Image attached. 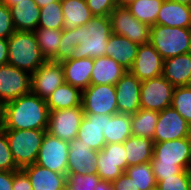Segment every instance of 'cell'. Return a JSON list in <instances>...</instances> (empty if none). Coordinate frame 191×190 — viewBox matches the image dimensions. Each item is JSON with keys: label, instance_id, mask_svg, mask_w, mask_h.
<instances>
[{"label": "cell", "instance_id": "cell-33", "mask_svg": "<svg viewBox=\"0 0 191 190\" xmlns=\"http://www.w3.org/2000/svg\"><path fill=\"white\" fill-rule=\"evenodd\" d=\"M34 33L41 53L46 60H51L59 50L62 30L37 28Z\"/></svg>", "mask_w": 191, "mask_h": 190}, {"label": "cell", "instance_id": "cell-40", "mask_svg": "<svg viewBox=\"0 0 191 190\" xmlns=\"http://www.w3.org/2000/svg\"><path fill=\"white\" fill-rule=\"evenodd\" d=\"M4 129L0 130V171H17Z\"/></svg>", "mask_w": 191, "mask_h": 190}, {"label": "cell", "instance_id": "cell-17", "mask_svg": "<svg viewBox=\"0 0 191 190\" xmlns=\"http://www.w3.org/2000/svg\"><path fill=\"white\" fill-rule=\"evenodd\" d=\"M67 174H97L98 151L83 144L79 138L69 142Z\"/></svg>", "mask_w": 191, "mask_h": 190}, {"label": "cell", "instance_id": "cell-41", "mask_svg": "<svg viewBox=\"0 0 191 190\" xmlns=\"http://www.w3.org/2000/svg\"><path fill=\"white\" fill-rule=\"evenodd\" d=\"M15 31L10 9L0 1V38L8 39Z\"/></svg>", "mask_w": 191, "mask_h": 190}, {"label": "cell", "instance_id": "cell-55", "mask_svg": "<svg viewBox=\"0 0 191 190\" xmlns=\"http://www.w3.org/2000/svg\"><path fill=\"white\" fill-rule=\"evenodd\" d=\"M149 190H159L157 186L153 187L152 189Z\"/></svg>", "mask_w": 191, "mask_h": 190}, {"label": "cell", "instance_id": "cell-2", "mask_svg": "<svg viewBox=\"0 0 191 190\" xmlns=\"http://www.w3.org/2000/svg\"><path fill=\"white\" fill-rule=\"evenodd\" d=\"M112 34L109 16H94L86 25L75 28L79 40L75 47V59L105 56L108 39Z\"/></svg>", "mask_w": 191, "mask_h": 190}, {"label": "cell", "instance_id": "cell-22", "mask_svg": "<svg viewBox=\"0 0 191 190\" xmlns=\"http://www.w3.org/2000/svg\"><path fill=\"white\" fill-rule=\"evenodd\" d=\"M162 76L174 87L191 86V53L165 59Z\"/></svg>", "mask_w": 191, "mask_h": 190}, {"label": "cell", "instance_id": "cell-28", "mask_svg": "<svg viewBox=\"0 0 191 190\" xmlns=\"http://www.w3.org/2000/svg\"><path fill=\"white\" fill-rule=\"evenodd\" d=\"M82 91L64 82L46 99L49 111L64 110L81 106Z\"/></svg>", "mask_w": 191, "mask_h": 190}, {"label": "cell", "instance_id": "cell-46", "mask_svg": "<svg viewBox=\"0 0 191 190\" xmlns=\"http://www.w3.org/2000/svg\"><path fill=\"white\" fill-rule=\"evenodd\" d=\"M13 171H0V190H12Z\"/></svg>", "mask_w": 191, "mask_h": 190}, {"label": "cell", "instance_id": "cell-21", "mask_svg": "<svg viewBox=\"0 0 191 190\" xmlns=\"http://www.w3.org/2000/svg\"><path fill=\"white\" fill-rule=\"evenodd\" d=\"M66 83L79 88L81 91L90 86L94 58L69 59L61 62Z\"/></svg>", "mask_w": 191, "mask_h": 190}, {"label": "cell", "instance_id": "cell-43", "mask_svg": "<svg viewBox=\"0 0 191 190\" xmlns=\"http://www.w3.org/2000/svg\"><path fill=\"white\" fill-rule=\"evenodd\" d=\"M150 164L152 166L156 182L162 180V177H170L183 171L179 165L159 164V161H150Z\"/></svg>", "mask_w": 191, "mask_h": 190}, {"label": "cell", "instance_id": "cell-44", "mask_svg": "<svg viewBox=\"0 0 191 190\" xmlns=\"http://www.w3.org/2000/svg\"><path fill=\"white\" fill-rule=\"evenodd\" d=\"M12 190H33L29 177L22 169L13 171Z\"/></svg>", "mask_w": 191, "mask_h": 190}, {"label": "cell", "instance_id": "cell-12", "mask_svg": "<svg viewBox=\"0 0 191 190\" xmlns=\"http://www.w3.org/2000/svg\"><path fill=\"white\" fill-rule=\"evenodd\" d=\"M97 175L105 181L113 182L128 167L126 150L123 143L106 144L98 152Z\"/></svg>", "mask_w": 191, "mask_h": 190}, {"label": "cell", "instance_id": "cell-49", "mask_svg": "<svg viewBox=\"0 0 191 190\" xmlns=\"http://www.w3.org/2000/svg\"><path fill=\"white\" fill-rule=\"evenodd\" d=\"M40 8L48 5L49 3L61 1V0H33Z\"/></svg>", "mask_w": 191, "mask_h": 190}, {"label": "cell", "instance_id": "cell-34", "mask_svg": "<svg viewBox=\"0 0 191 190\" xmlns=\"http://www.w3.org/2000/svg\"><path fill=\"white\" fill-rule=\"evenodd\" d=\"M37 28L64 29V16L61 1L52 2L40 8V17Z\"/></svg>", "mask_w": 191, "mask_h": 190}, {"label": "cell", "instance_id": "cell-7", "mask_svg": "<svg viewBox=\"0 0 191 190\" xmlns=\"http://www.w3.org/2000/svg\"><path fill=\"white\" fill-rule=\"evenodd\" d=\"M174 89L162 75L141 81L140 107L158 112L171 107Z\"/></svg>", "mask_w": 191, "mask_h": 190}, {"label": "cell", "instance_id": "cell-47", "mask_svg": "<svg viewBox=\"0 0 191 190\" xmlns=\"http://www.w3.org/2000/svg\"><path fill=\"white\" fill-rule=\"evenodd\" d=\"M8 64V41L0 38V65Z\"/></svg>", "mask_w": 191, "mask_h": 190}, {"label": "cell", "instance_id": "cell-16", "mask_svg": "<svg viewBox=\"0 0 191 190\" xmlns=\"http://www.w3.org/2000/svg\"><path fill=\"white\" fill-rule=\"evenodd\" d=\"M141 81L127 71L115 84L118 113L135 114L140 107Z\"/></svg>", "mask_w": 191, "mask_h": 190}, {"label": "cell", "instance_id": "cell-13", "mask_svg": "<svg viewBox=\"0 0 191 190\" xmlns=\"http://www.w3.org/2000/svg\"><path fill=\"white\" fill-rule=\"evenodd\" d=\"M31 92V74L9 64L0 65V101L7 103Z\"/></svg>", "mask_w": 191, "mask_h": 190}, {"label": "cell", "instance_id": "cell-51", "mask_svg": "<svg viewBox=\"0 0 191 190\" xmlns=\"http://www.w3.org/2000/svg\"><path fill=\"white\" fill-rule=\"evenodd\" d=\"M135 0H116L118 6H127Z\"/></svg>", "mask_w": 191, "mask_h": 190}, {"label": "cell", "instance_id": "cell-23", "mask_svg": "<svg viewBox=\"0 0 191 190\" xmlns=\"http://www.w3.org/2000/svg\"><path fill=\"white\" fill-rule=\"evenodd\" d=\"M139 45L127 37L111 34L105 51V56L113 58L128 71L132 68Z\"/></svg>", "mask_w": 191, "mask_h": 190}, {"label": "cell", "instance_id": "cell-26", "mask_svg": "<svg viewBox=\"0 0 191 190\" xmlns=\"http://www.w3.org/2000/svg\"><path fill=\"white\" fill-rule=\"evenodd\" d=\"M128 70L113 58L102 56L94 58L90 85L109 84L115 85Z\"/></svg>", "mask_w": 191, "mask_h": 190}, {"label": "cell", "instance_id": "cell-14", "mask_svg": "<svg viewBox=\"0 0 191 190\" xmlns=\"http://www.w3.org/2000/svg\"><path fill=\"white\" fill-rule=\"evenodd\" d=\"M191 137V126L172 107L159 111L153 136L154 143Z\"/></svg>", "mask_w": 191, "mask_h": 190}, {"label": "cell", "instance_id": "cell-52", "mask_svg": "<svg viewBox=\"0 0 191 190\" xmlns=\"http://www.w3.org/2000/svg\"><path fill=\"white\" fill-rule=\"evenodd\" d=\"M2 3L6 4L8 7L17 4L22 0H0Z\"/></svg>", "mask_w": 191, "mask_h": 190}, {"label": "cell", "instance_id": "cell-32", "mask_svg": "<svg viewBox=\"0 0 191 190\" xmlns=\"http://www.w3.org/2000/svg\"><path fill=\"white\" fill-rule=\"evenodd\" d=\"M164 0H135L126 7L140 22L149 26L156 24Z\"/></svg>", "mask_w": 191, "mask_h": 190}, {"label": "cell", "instance_id": "cell-39", "mask_svg": "<svg viewBox=\"0 0 191 190\" xmlns=\"http://www.w3.org/2000/svg\"><path fill=\"white\" fill-rule=\"evenodd\" d=\"M191 170H183L170 177H162L157 182L159 190H190Z\"/></svg>", "mask_w": 191, "mask_h": 190}, {"label": "cell", "instance_id": "cell-35", "mask_svg": "<svg viewBox=\"0 0 191 190\" xmlns=\"http://www.w3.org/2000/svg\"><path fill=\"white\" fill-rule=\"evenodd\" d=\"M125 172L134 180L140 190H149L157 186L150 162L129 166Z\"/></svg>", "mask_w": 191, "mask_h": 190}, {"label": "cell", "instance_id": "cell-30", "mask_svg": "<svg viewBox=\"0 0 191 190\" xmlns=\"http://www.w3.org/2000/svg\"><path fill=\"white\" fill-rule=\"evenodd\" d=\"M61 7L64 16V28L67 29L86 25L94 17L86 0H61Z\"/></svg>", "mask_w": 191, "mask_h": 190}, {"label": "cell", "instance_id": "cell-24", "mask_svg": "<svg viewBox=\"0 0 191 190\" xmlns=\"http://www.w3.org/2000/svg\"><path fill=\"white\" fill-rule=\"evenodd\" d=\"M157 25L190 28L191 7L172 0H164L156 19Z\"/></svg>", "mask_w": 191, "mask_h": 190}, {"label": "cell", "instance_id": "cell-10", "mask_svg": "<svg viewBox=\"0 0 191 190\" xmlns=\"http://www.w3.org/2000/svg\"><path fill=\"white\" fill-rule=\"evenodd\" d=\"M83 117L82 105L49 111L47 132L63 141L71 142L77 137Z\"/></svg>", "mask_w": 191, "mask_h": 190}, {"label": "cell", "instance_id": "cell-48", "mask_svg": "<svg viewBox=\"0 0 191 190\" xmlns=\"http://www.w3.org/2000/svg\"><path fill=\"white\" fill-rule=\"evenodd\" d=\"M94 190H115L113 183L101 180Z\"/></svg>", "mask_w": 191, "mask_h": 190}, {"label": "cell", "instance_id": "cell-4", "mask_svg": "<svg viewBox=\"0 0 191 190\" xmlns=\"http://www.w3.org/2000/svg\"><path fill=\"white\" fill-rule=\"evenodd\" d=\"M12 158L19 169L36 162L45 132L38 129H4Z\"/></svg>", "mask_w": 191, "mask_h": 190}, {"label": "cell", "instance_id": "cell-5", "mask_svg": "<svg viewBox=\"0 0 191 190\" xmlns=\"http://www.w3.org/2000/svg\"><path fill=\"white\" fill-rule=\"evenodd\" d=\"M190 28L151 26L150 44L165 60L189 53Z\"/></svg>", "mask_w": 191, "mask_h": 190}, {"label": "cell", "instance_id": "cell-1", "mask_svg": "<svg viewBox=\"0 0 191 190\" xmlns=\"http://www.w3.org/2000/svg\"><path fill=\"white\" fill-rule=\"evenodd\" d=\"M48 121L46 100L32 92L4 104L3 129L47 130Z\"/></svg>", "mask_w": 191, "mask_h": 190}, {"label": "cell", "instance_id": "cell-15", "mask_svg": "<svg viewBox=\"0 0 191 190\" xmlns=\"http://www.w3.org/2000/svg\"><path fill=\"white\" fill-rule=\"evenodd\" d=\"M64 82L61 62L46 60L31 74V92L46 100Z\"/></svg>", "mask_w": 191, "mask_h": 190}, {"label": "cell", "instance_id": "cell-11", "mask_svg": "<svg viewBox=\"0 0 191 190\" xmlns=\"http://www.w3.org/2000/svg\"><path fill=\"white\" fill-rule=\"evenodd\" d=\"M151 161L191 170V137L154 143Z\"/></svg>", "mask_w": 191, "mask_h": 190}, {"label": "cell", "instance_id": "cell-20", "mask_svg": "<svg viewBox=\"0 0 191 190\" xmlns=\"http://www.w3.org/2000/svg\"><path fill=\"white\" fill-rule=\"evenodd\" d=\"M22 170L30 179L33 190H65L67 176L36 163L25 166Z\"/></svg>", "mask_w": 191, "mask_h": 190}, {"label": "cell", "instance_id": "cell-8", "mask_svg": "<svg viewBox=\"0 0 191 190\" xmlns=\"http://www.w3.org/2000/svg\"><path fill=\"white\" fill-rule=\"evenodd\" d=\"M68 151L69 142L46 131L35 163L67 176Z\"/></svg>", "mask_w": 191, "mask_h": 190}, {"label": "cell", "instance_id": "cell-3", "mask_svg": "<svg viewBox=\"0 0 191 190\" xmlns=\"http://www.w3.org/2000/svg\"><path fill=\"white\" fill-rule=\"evenodd\" d=\"M7 41L9 65L32 74L46 61L33 31H15Z\"/></svg>", "mask_w": 191, "mask_h": 190}, {"label": "cell", "instance_id": "cell-54", "mask_svg": "<svg viewBox=\"0 0 191 190\" xmlns=\"http://www.w3.org/2000/svg\"><path fill=\"white\" fill-rule=\"evenodd\" d=\"M189 53H191V27H190V39H189Z\"/></svg>", "mask_w": 191, "mask_h": 190}, {"label": "cell", "instance_id": "cell-31", "mask_svg": "<svg viewBox=\"0 0 191 190\" xmlns=\"http://www.w3.org/2000/svg\"><path fill=\"white\" fill-rule=\"evenodd\" d=\"M159 112L140 108L131 115L132 135L153 139Z\"/></svg>", "mask_w": 191, "mask_h": 190}, {"label": "cell", "instance_id": "cell-53", "mask_svg": "<svg viewBox=\"0 0 191 190\" xmlns=\"http://www.w3.org/2000/svg\"><path fill=\"white\" fill-rule=\"evenodd\" d=\"M180 4H184L191 7V0H172Z\"/></svg>", "mask_w": 191, "mask_h": 190}, {"label": "cell", "instance_id": "cell-18", "mask_svg": "<svg viewBox=\"0 0 191 190\" xmlns=\"http://www.w3.org/2000/svg\"><path fill=\"white\" fill-rule=\"evenodd\" d=\"M164 59L150 44L139 45L132 68L129 70L140 81L162 75Z\"/></svg>", "mask_w": 191, "mask_h": 190}, {"label": "cell", "instance_id": "cell-29", "mask_svg": "<svg viewBox=\"0 0 191 190\" xmlns=\"http://www.w3.org/2000/svg\"><path fill=\"white\" fill-rule=\"evenodd\" d=\"M103 135L106 144L123 143L132 135L131 115L122 113L106 115V126Z\"/></svg>", "mask_w": 191, "mask_h": 190}, {"label": "cell", "instance_id": "cell-27", "mask_svg": "<svg viewBox=\"0 0 191 190\" xmlns=\"http://www.w3.org/2000/svg\"><path fill=\"white\" fill-rule=\"evenodd\" d=\"M123 144L126 150L128 167L147 163L152 160L154 149L153 139L131 135Z\"/></svg>", "mask_w": 191, "mask_h": 190}, {"label": "cell", "instance_id": "cell-50", "mask_svg": "<svg viewBox=\"0 0 191 190\" xmlns=\"http://www.w3.org/2000/svg\"><path fill=\"white\" fill-rule=\"evenodd\" d=\"M4 103L0 101V130L3 129Z\"/></svg>", "mask_w": 191, "mask_h": 190}, {"label": "cell", "instance_id": "cell-9", "mask_svg": "<svg viewBox=\"0 0 191 190\" xmlns=\"http://www.w3.org/2000/svg\"><path fill=\"white\" fill-rule=\"evenodd\" d=\"M84 113L113 115L118 113L115 85H90L82 91Z\"/></svg>", "mask_w": 191, "mask_h": 190}, {"label": "cell", "instance_id": "cell-42", "mask_svg": "<svg viewBox=\"0 0 191 190\" xmlns=\"http://www.w3.org/2000/svg\"><path fill=\"white\" fill-rule=\"evenodd\" d=\"M86 3L94 16H109L117 6L116 0H86Z\"/></svg>", "mask_w": 191, "mask_h": 190}, {"label": "cell", "instance_id": "cell-37", "mask_svg": "<svg viewBox=\"0 0 191 190\" xmlns=\"http://www.w3.org/2000/svg\"><path fill=\"white\" fill-rule=\"evenodd\" d=\"M79 40L75 37V28L62 30L60 47L57 54L51 59L56 62H64L72 59L75 56V47L78 45Z\"/></svg>", "mask_w": 191, "mask_h": 190}, {"label": "cell", "instance_id": "cell-19", "mask_svg": "<svg viewBox=\"0 0 191 190\" xmlns=\"http://www.w3.org/2000/svg\"><path fill=\"white\" fill-rule=\"evenodd\" d=\"M106 126V115L84 113L77 138L90 149L100 151L106 145L103 131Z\"/></svg>", "mask_w": 191, "mask_h": 190}, {"label": "cell", "instance_id": "cell-36", "mask_svg": "<svg viewBox=\"0 0 191 190\" xmlns=\"http://www.w3.org/2000/svg\"><path fill=\"white\" fill-rule=\"evenodd\" d=\"M171 107L191 126V86L175 87Z\"/></svg>", "mask_w": 191, "mask_h": 190}, {"label": "cell", "instance_id": "cell-45", "mask_svg": "<svg viewBox=\"0 0 191 190\" xmlns=\"http://www.w3.org/2000/svg\"><path fill=\"white\" fill-rule=\"evenodd\" d=\"M115 190H140L134 183V180L124 172L115 181L112 182Z\"/></svg>", "mask_w": 191, "mask_h": 190}, {"label": "cell", "instance_id": "cell-25", "mask_svg": "<svg viewBox=\"0 0 191 190\" xmlns=\"http://www.w3.org/2000/svg\"><path fill=\"white\" fill-rule=\"evenodd\" d=\"M16 31H35L38 27L40 7L33 0H22L9 7Z\"/></svg>", "mask_w": 191, "mask_h": 190}, {"label": "cell", "instance_id": "cell-6", "mask_svg": "<svg viewBox=\"0 0 191 190\" xmlns=\"http://www.w3.org/2000/svg\"><path fill=\"white\" fill-rule=\"evenodd\" d=\"M112 33L127 37L138 45L150 42L151 26L140 22L126 6H116L109 14Z\"/></svg>", "mask_w": 191, "mask_h": 190}, {"label": "cell", "instance_id": "cell-38", "mask_svg": "<svg viewBox=\"0 0 191 190\" xmlns=\"http://www.w3.org/2000/svg\"><path fill=\"white\" fill-rule=\"evenodd\" d=\"M101 180L97 174H67L66 190H94Z\"/></svg>", "mask_w": 191, "mask_h": 190}]
</instances>
